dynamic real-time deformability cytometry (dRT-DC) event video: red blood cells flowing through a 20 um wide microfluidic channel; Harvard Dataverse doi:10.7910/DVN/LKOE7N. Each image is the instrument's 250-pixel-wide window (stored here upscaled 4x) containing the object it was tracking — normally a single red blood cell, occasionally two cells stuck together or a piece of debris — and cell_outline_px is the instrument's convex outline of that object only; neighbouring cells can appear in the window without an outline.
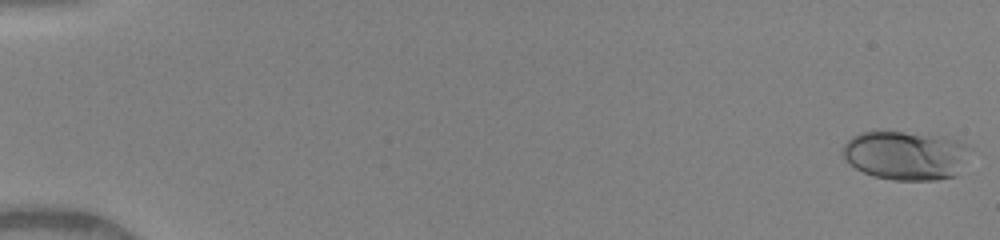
{"species": "human", "species_latin": "Homo sapiens", "temperature_condition": "warm", "stored_images_in_passage": 50, "camera_frame_rate_fps": 3000, "um_per_image_px": 0.085, "donor": {"sex": "female"}, "frame": {"image": 1, "passage_image": 1, "time_ms": 0.0, "image_size_px": [1000, 240], "cell_outline_px": [[972, 148], [956, 176], [936, 180], [892, 180], [876, 176], [864, 172], [856, 168], [840, 152], [844, 144], [852, 136], [860, 132], [904, 132], [944, 136], [960, 140], [968, 144]], "centroid_in_image_um": [77.03, 13.2], "position_along_channel_um": 8.0, "area_um2": 36.47}}
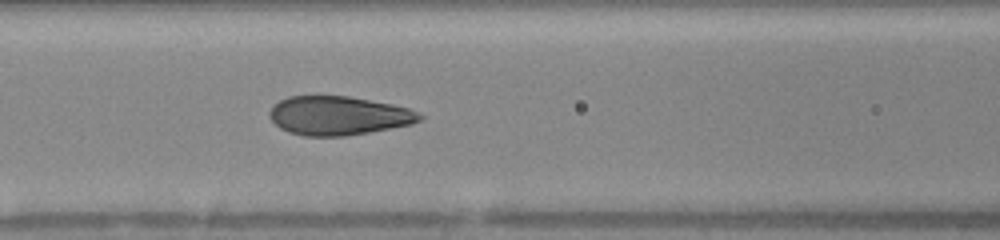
{"frame": {"image": 2, "passage_image": 23, "time_ms": 7.333, "image_size_px": [1000, 240], "cell_outline_px": [[424, 116], [420, 120], [412, 124], [368, 132], [344, 136], [304, 136], [288, 132], [280, 128], [268, 116], [268, 112], [272, 104], [288, 96], [348, 96], [392, 104], [408, 108]], "centroid_in_image_um": [28.72, 9.83], "position_along_channel_um": 137.9, "area_um2": 33.99}}
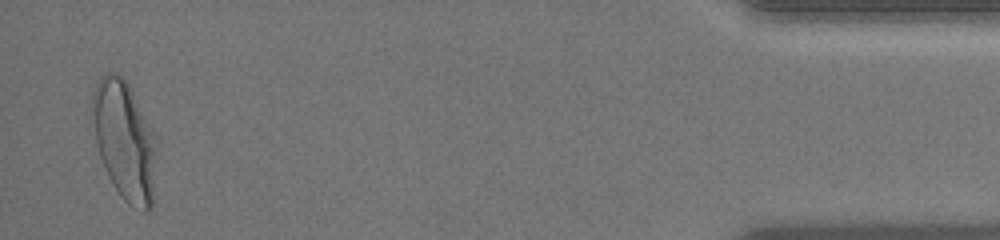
{"frame": {"image": 3, "passage_image": 49, "time_ms": 16.0, "image_size_px": [1000, 240], "cell_outline_px": [[156, 148], [152, 208], [148, 212], [144, 212], [128, 204], [120, 196], [112, 184], [104, 168], [100, 156], [88, 108], [92, 92], [100, 76], [104, 72], [112, 72], [120, 76], [128, 84], [156, 136]], "centroid_in_image_um": [10.54, 11.93], "position_along_channel_um": 424.7, "area_um2": 45.03}, "authors_computed_cell_mechanics": {"area_um2": 34.6511, "velocity_mm_per_s": 4.1256, "shape_relaxation_time_tau1_ms": 4.2966, "shape_relaxation_time_tau2_ms": null, "deformation_change_tau1": 0.2067, "deformation_change_tau2": null}}